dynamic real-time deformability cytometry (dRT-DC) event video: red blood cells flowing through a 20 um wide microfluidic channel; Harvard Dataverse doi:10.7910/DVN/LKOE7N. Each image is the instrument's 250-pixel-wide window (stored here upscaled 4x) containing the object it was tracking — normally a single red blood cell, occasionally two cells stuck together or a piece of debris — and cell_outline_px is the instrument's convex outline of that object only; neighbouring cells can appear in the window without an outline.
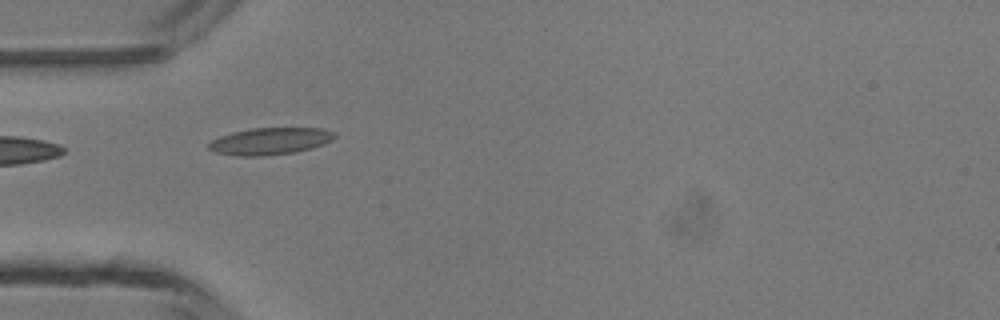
{"species": "common noctule bat (a hibernating species)", "species_latin": "Nyctalus noctula", "temperature_condition": "room temperature", "stored_images_in_passage": 2, "camera_frame_rate_fps": 3000, "um_per_image_px": 0.085, "animal": {"sex": "male", "body_mass_g": 13.3}, "frame": {"image": 1, "passage_image": 1, "time_ms": 0.0, "image_size_px": [1000, 320], "cell_outline_px": [[336, 136], [332, 140], [324, 144], [312, 148], [296, 152], [260, 156], [236, 156], [216, 152], [208, 148], [208, 144], [212, 140], [220, 136], [232, 132], [252, 128], [324, 128], [336, 132]], "centroid_in_image_um": [22.99, 11.99], "position_along_channel_um": 62.0, "area_um2": 19.88}}
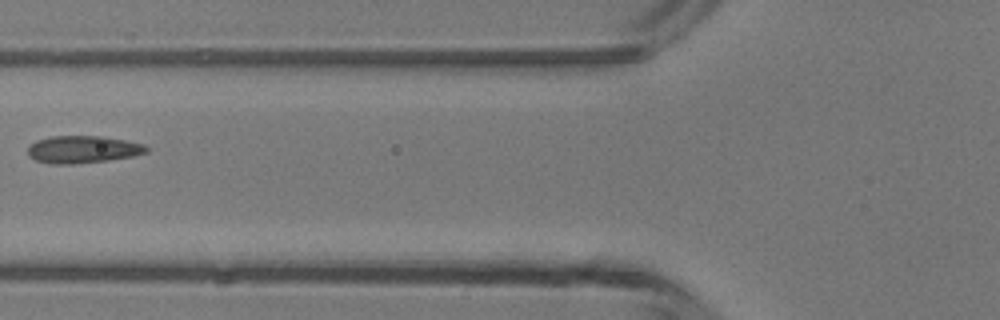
{"frame": {"image": 2, "passage_image": 2, "time_ms": 1.333, "image_size_px": [1000, 320], "cell_outline_px": [[148, 152], [132, 156], [108, 160], [72, 164], [52, 164], [36, 160], [28, 156], [28, 148], [36, 140], [52, 136], [104, 136], [144, 144], [148, 148]], "centroid_in_image_um": [7.04, 12.7], "position_along_channel_um": 118.8, "area_um2": 18.84}}